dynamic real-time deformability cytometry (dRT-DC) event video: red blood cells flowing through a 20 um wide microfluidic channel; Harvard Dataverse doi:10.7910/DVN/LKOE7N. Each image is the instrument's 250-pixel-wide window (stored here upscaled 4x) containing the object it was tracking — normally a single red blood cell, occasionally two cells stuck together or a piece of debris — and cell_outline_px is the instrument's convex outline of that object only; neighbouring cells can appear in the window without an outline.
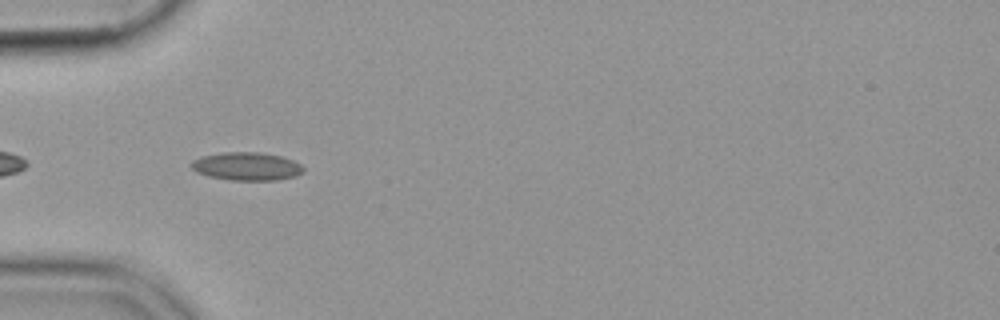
{"species": "common noctule bat (a hibernating species)", "species_latin": "Nyctalus noctula", "temperature_condition": "cold", "stored_images_in_passage": 40, "camera_frame_rate_fps": 3000, "um_per_image_px": 0.085, "animal": {"sex": "female", "body_mass_g": 19.9}, "frame": {"image": 1, "passage_image": 3, "time_ms": 0.667, "image_size_px": [1000, 320], "cell_outline_px": [[304, 172], [296, 176], [276, 180], [228, 180], [208, 176], [196, 172], [188, 164], [192, 160], [200, 156], [224, 152], [256, 152], [280, 156], [292, 160], [300, 164], [304, 168]], "centroid_in_image_um": [20.93, 14.14], "position_along_channel_um": 64.1, "area_um2": 18.5}}
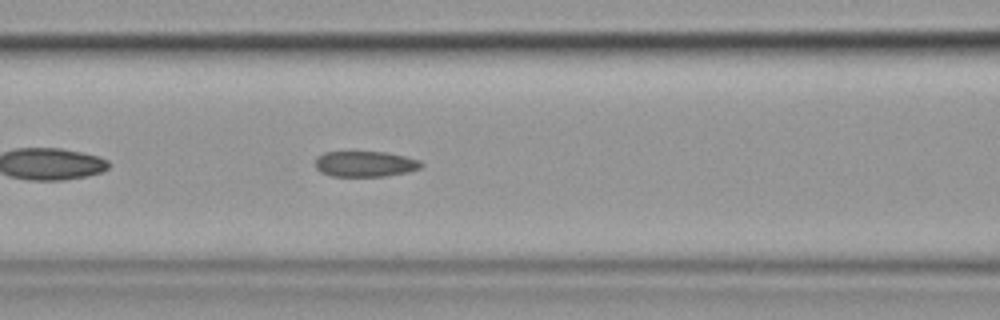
{"frame": {"image": 2, "passage_image": 9, "time_ms": 2.667, "image_size_px": [1000, 320], "cell_outline_px": [[424, 164], [420, 168], [408, 172], [384, 176], [332, 176], [320, 172], [316, 168], [316, 156], [324, 152], [388, 152], [420, 160]], "centroid_in_image_um": [31.04, 13.93], "position_along_channel_um": 135.6, "area_um2": 15.9}}
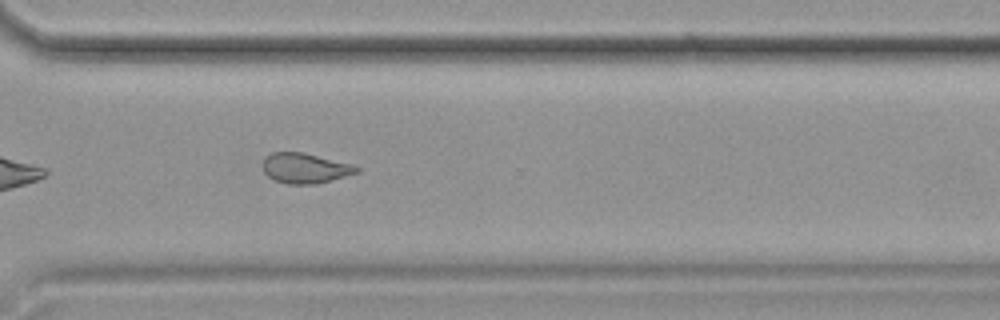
{"frame": {"image": 3, "passage_image": 26, "time_ms": 8.333, "image_size_px": [1000, 320], "cell_outline_px": [[360, 172], [332, 180], [316, 184], [288, 184], [276, 180], [268, 176], [264, 172], [264, 156], [272, 152], [304, 152], [352, 164], [360, 168]], "centroid_in_image_um": [25.96, 14.29], "position_along_channel_um": 344.6, "area_um2": 16.53}}